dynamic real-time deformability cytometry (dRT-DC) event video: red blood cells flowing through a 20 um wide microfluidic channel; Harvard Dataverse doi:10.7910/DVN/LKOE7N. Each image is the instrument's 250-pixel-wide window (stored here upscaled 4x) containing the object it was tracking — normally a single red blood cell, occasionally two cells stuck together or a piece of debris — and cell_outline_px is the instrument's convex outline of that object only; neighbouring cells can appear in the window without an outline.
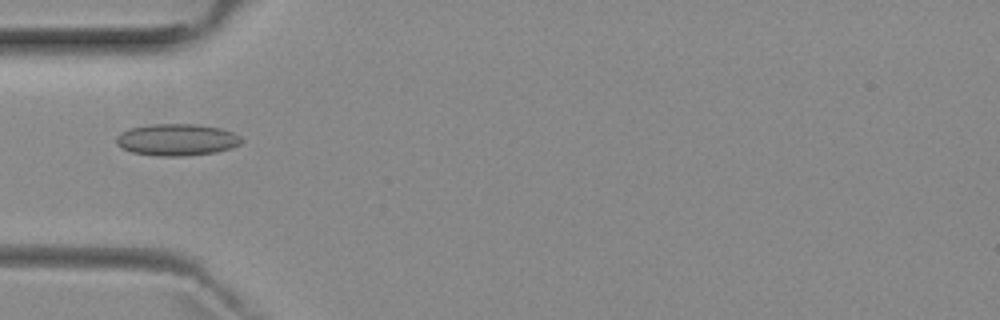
{"species": "common noctule bat (a hibernating species)", "species_latin": "Nyctalus noctula", "temperature_condition": "room temperature", "stored_images_in_passage": 2, "camera_frame_rate_fps": 3000, "um_per_image_px": 0.085, "animal": {"sex": "female", "body_mass_g": 29.2, "forearm_length_mm": 56.3}, "frame": {"image": 1, "passage_image": 1, "time_ms": 0.0, "image_size_px": [1000, 320], "cell_outline_px": [[244, 140], [240, 144], [232, 148], [216, 152], [184, 156], [156, 156], [132, 152], [116, 144], [116, 136], [120, 132], [128, 128], [152, 124], [196, 124], [220, 128], [232, 132], [240, 136]], "centroid_in_image_um": [15.03, 11.87], "position_along_channel_um": 70.0, "area_um2": 23.35}}
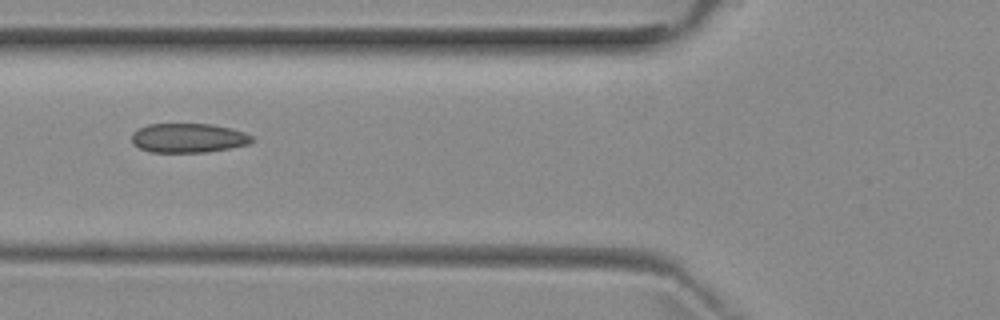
{"frame": {"image": 2, "passage_image": 2, "time_ms": 1.0, "image_size_px": [1000, 320], "cell_outline_px": [[252, 140], [248, 144], [208, 152], [148, 152], [132, 144], [132, 132], [148, 124], [212, 124], [232, 128], [244, 132], [252, 136]], "centroid_in_image_um": [15.98, 11.73], "position_along_channel_um": 109.8, "area_um2": 20.52}}